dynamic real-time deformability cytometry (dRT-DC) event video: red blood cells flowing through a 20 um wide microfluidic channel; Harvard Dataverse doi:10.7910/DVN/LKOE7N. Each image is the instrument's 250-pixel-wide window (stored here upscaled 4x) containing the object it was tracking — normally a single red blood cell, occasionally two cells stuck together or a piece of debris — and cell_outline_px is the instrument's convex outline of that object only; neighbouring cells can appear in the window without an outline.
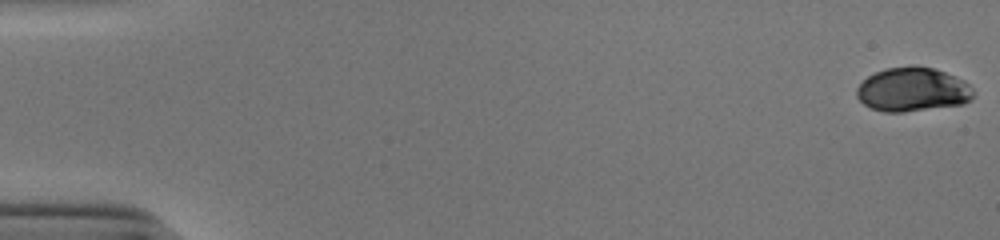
{"species": "human", "species_latin": "Homo sapiens", "temperature_condition": "cold", "stored_images_in_passage": 47, "camera_frame_rate_fps": 3000, "um_per_image_px": 0.085, "donor": {"sex": "male"}, "frame": {"image": 1, "passage_image": 1, "time_ms": 0.0, "image_size_px": [1000, 240], "cell_outline_px": [[976, 92], [972, 100], [964, 104], [904, 112], [884, 112], [872, 108], [864, 104], [856, 96], [856, 88], [868, 76], [884, 68], [912, 64], [916, 64], [932, 68], [944, 72], [964, 80]], "centroid_in_image_um": [77.59, 7.6], "position_along_channel_um": 7.4, "area_um2": 30.35}}
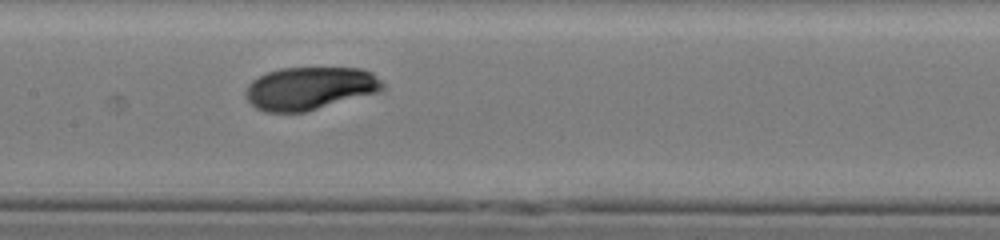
{"frame": {"image": 2, "passage_image": 27, "time_ms": 8.667, "image_size_px": [1000, 240], "cell_outline_px": [[384, 88], [380, 92], [304, 112], [264, 112], [256, 108], [248, 100], [248, 84], [252, 80], [268, 72], [280, 68], [360, 68], [372, 72], [384, 84]], "centroid_in_image_um": [26.37, 7.51], "position_along_channel_um": 181.0, "area_um2": 33.99}}
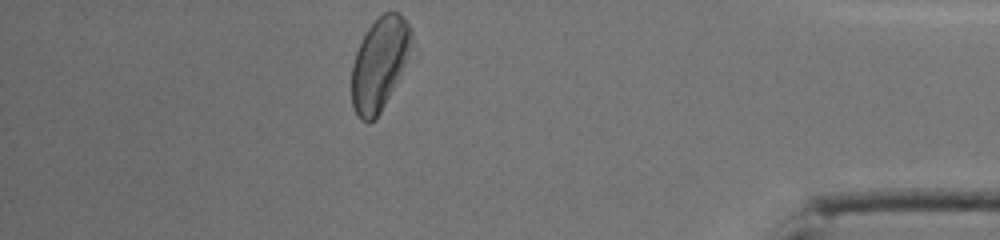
{"frame": {"image": 3, "passage_image": 47, "time_ms": 15.333, "image_size_px": [1000, 240], "cell_outline_px": [[412, 32], [408, 48], [404, 60], [396, 80], [376, 120], [368, 124], [360, 120], [352, 104], [352, 64], [356, 52], [368, 28], [384, 12], [400, 12], [412, 28]], "centroid_in_image_um": [32.2, 5.43], "position_along_channel_um": 403.0, "area_um2": 31.21}, "authors_computed_cell_mechanics": {"area_um2": 34.4488, "velocity_mm_per_s": 3.8795, "shape_relaxation_time_tau1_ms": 3.2652, "shape_relaxation_time_tau2_ms": 2.8895, "deformation_change_tau1": 0.1155, "deformation_change_tau2": 0.0454}}